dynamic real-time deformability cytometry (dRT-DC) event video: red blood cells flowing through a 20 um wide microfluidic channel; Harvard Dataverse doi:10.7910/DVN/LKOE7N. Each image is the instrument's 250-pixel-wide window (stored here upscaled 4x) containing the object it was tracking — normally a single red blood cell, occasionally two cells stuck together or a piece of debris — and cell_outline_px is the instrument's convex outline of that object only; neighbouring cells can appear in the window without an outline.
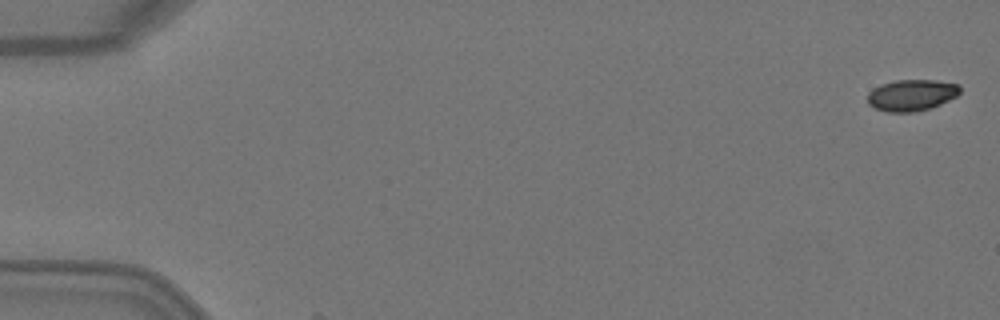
{"species": "Egyptian fruit bat (a non-hibernating species)", "species_latin": "Rousettus aegyptiacus", "temperature_condition": "warm", "stored_images_in_passage": 4, "camera_frame_rate_fps": 3000, "um_per_image_px": 0.085, "animal": {"sex": "female"}, "frame": {"image": 1, "passage_image": 1, "time_ms": 0.0, "image_size_px": [1000, 320], "cell_outline_px": [[960, 92], [956, 96], [932, 108], [916, 112], [888, 112], [876, 108], [868, 104], [868, 92], [872, 88], [880, 84], [896, 80], [936, 80], [960, 84]], "centroid_in_image_um": [77.48, 8.08], "position_along_channel_um": 7.5, "area_um2": 17.05}}
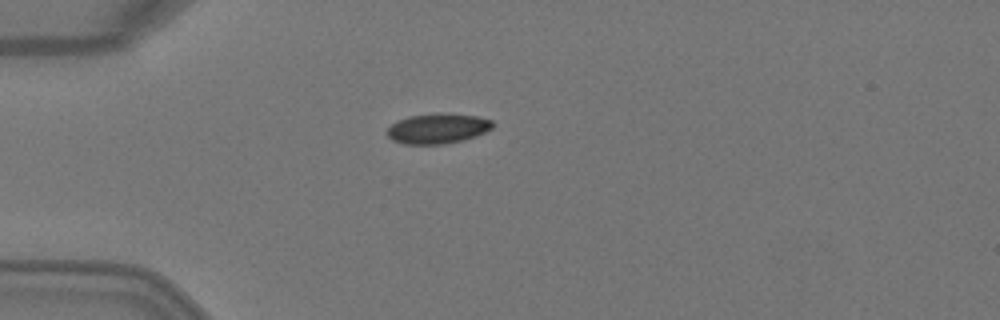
{"frame": {"image": 2, "passage_image": 4, "time_ms": 1.0, "image_size_px": [1000, 320], "cell_outline_px": [[492, 128], [476, 136], [444, 144], [404, 144], [392, 140], [388, 136], [388, 128], [392, 124], [400, 120], [412, 116], [476, 116], [492, 120]], "centroid_in_image_um": [37.18, 10.98], "position_along_channel_um": 47.8, "area_um2": 17.34}}